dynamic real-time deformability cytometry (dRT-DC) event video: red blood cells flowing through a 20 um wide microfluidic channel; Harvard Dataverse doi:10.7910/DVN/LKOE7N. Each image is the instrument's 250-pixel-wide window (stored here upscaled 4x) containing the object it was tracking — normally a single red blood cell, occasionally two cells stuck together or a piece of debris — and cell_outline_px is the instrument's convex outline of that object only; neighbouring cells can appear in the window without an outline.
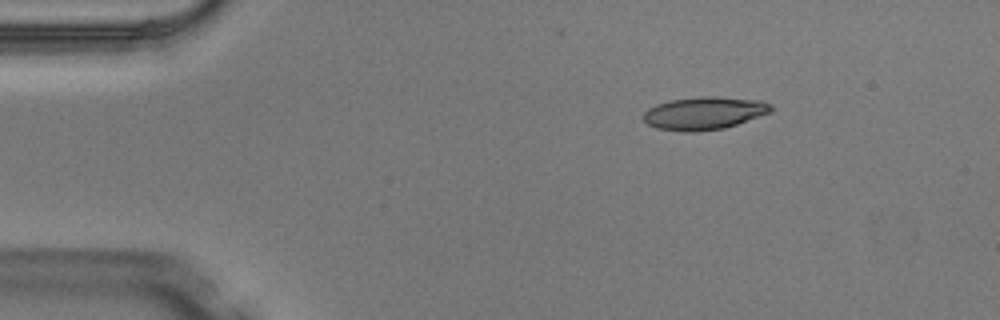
{"species": "Egyptian fruit bat (a non-hibernating species)", "species_latin": "Rousettus aegyptiacus", "temperature_condition": "warm", "stored_images_in_passage": 4, "segment_of_instrument_passage": [1, 2], "camera_frame_rate_fps": 3000, "um_per_image_px": 0.085, "animal": {"sex": "male"}, "frame": {"image": 1, "passage_image": 2, "time_ms": 0.333, "image_size_px": [1000, 320], "cell_outline_px": [[772, 112], [724, 128], [696, 132], [680, 132], [656, 128], [648, 124], [644, 120], [644, 112], [648, 108], [656, 104], [672, 100], [700, 96], [716, 96], [760, 100], [772, 104]], "centroid_in_image_um": [59.86, 9.62], "position_along_channel_um": 25.1, "area_um2": 24.51}}